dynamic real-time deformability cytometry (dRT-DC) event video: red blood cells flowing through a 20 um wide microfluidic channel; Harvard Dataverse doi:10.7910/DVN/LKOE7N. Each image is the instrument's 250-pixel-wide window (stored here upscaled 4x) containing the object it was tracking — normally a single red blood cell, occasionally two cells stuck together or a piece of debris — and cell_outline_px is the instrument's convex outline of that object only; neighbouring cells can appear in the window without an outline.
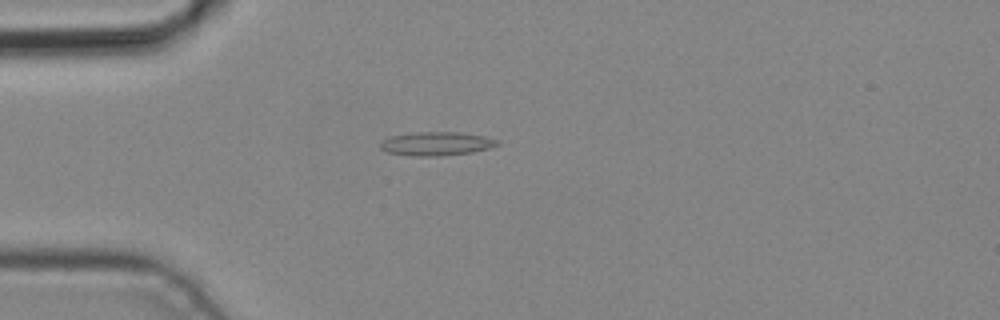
{"species": "common noctule bat (a hibernating species)", "species_latin": "Nyctalus noctula", "temperature_condition": "cold", "stored_images_in_passage": 1, "camera_frame_rate_fps": 3000, "um_per_image_px": 0.085, "animal": {"sex": "male", "body_mass_g": 19.2, "forearm_length_mm": 51.8}, "frame": {"image": 1, "passage_image": 1, "time_ms": 0.0, "image_size_px": [1000, 320], "cell_outline_px": [[500, 144], [488, 148], [472, 152], [440, 156], [412, 156], [388, 152], [380, 148], [380, 140], [392, 136], [416, 132], [460, 132], [484, 136], [500, 140]], "centroid_in_image_um": [37.1, 12.21], "position_along_channel_um": 47.9, "area_um2": 16.18}}